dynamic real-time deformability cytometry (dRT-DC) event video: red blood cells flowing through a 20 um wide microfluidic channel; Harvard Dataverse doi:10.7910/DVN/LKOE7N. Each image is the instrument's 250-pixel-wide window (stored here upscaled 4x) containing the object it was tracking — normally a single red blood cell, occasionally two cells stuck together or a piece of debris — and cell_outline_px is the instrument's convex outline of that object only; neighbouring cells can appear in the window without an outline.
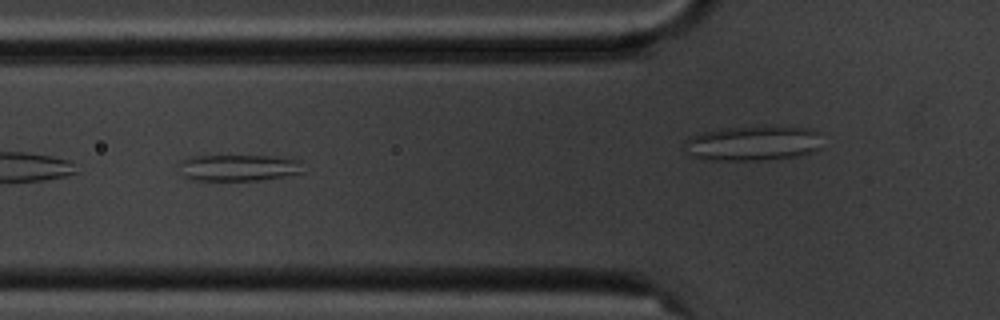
{"species": "common noctule bat (a hibernating species)", "species_latin": "Nyctalus noctula", "temperature_condition": "cold", "stored_images_in_passage": 15, "camera_frame_rate_fps": 3000, "um_per_image_px": 0.085, "animal": {"sex": "male", "body_mass_g": 20.1, "forearm_length_mm": 53.5}, "frame": {"image": 1, "passage_image": 5, "time_ms": 5.333, "image_size_px": [1000, 320], "cell_outline_px": [[304, 172], [284, 176], [260, 180], [192, 180], [184, 176], [180, 164], [180, 160], [188, 156], [272, 156], [300, 160]], "centroid_in_image_um": [20.28, 14.25], "position_along_channel_um": 105.5, "area_um2": 19.07}}
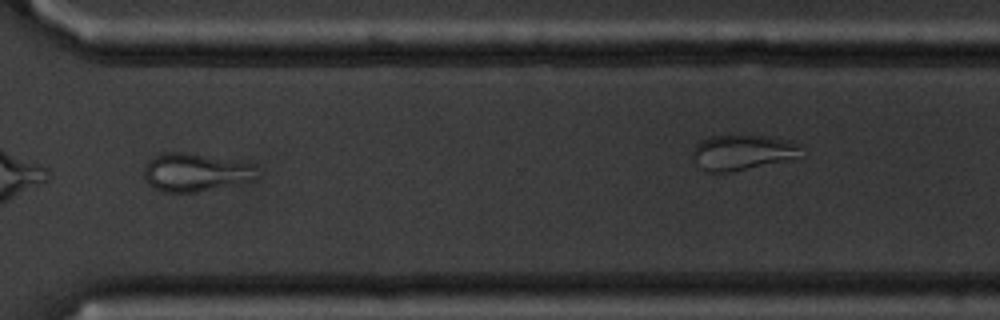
{"frame": {"image": 2, "passage_image": 11, "time_ms": 12.333, "image_size_px": [1000, 320], "cell_outline_px": [[256, 180], [196, 192], [164, 192], [148, 184], [144, 176], [144, 168], [148, 160], [152, 156], [164, 152], [188, 152], [252, 164]], "centroid_in_image_um": [16.54, 14.64], "position_along_channel_um": 354.1, "area_um2": 24.91}, "authors_computed_cell_mechanics": {"area_um2": 24.854, "velocity_mm_per_s": 3.544, "shape_relaxation_time_tau1_ms": null, "shape_relaxation_time_tau2_ms": 1.5399, "deformation_change_tau1": null, "deformation_change_tau2": 0.0674}}